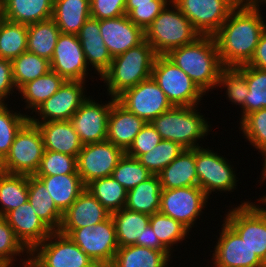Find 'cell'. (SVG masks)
Instances as JSON below:
<instances>
[{
    "label": "cell",
    "mask_w": 266,
    "mask_h": 267,
    "mask_svg": "<svg viewBox=\"0 0 266 267\" xmlns=\"http://www.w3.org/2000/svg\"><path fill=\"white\" fill-rule=\"evenodd\" d=\"M246 78L249 93L241 109L240 121L248 114L266 108V70L249 65L236 67Z\"/></svg>",
    "instance_id": "74e56055"
},
{
    "label": "cell",
    "mask_w": 266,
    "mask_h": 267,
    "mask_svg": "<svg viewBox=\"0 0 266 267\" xmlns=\"http://www.w3.org/2000/svg\"><path fill=\"white\" fill-rule=\"evenodd\" d=\"M96 264L109 267L119 248L111 215L101 223L72 230L67 235Z\"/></svg>",
    "instance_id": "7c38bea8"
},
{
    "label": "cell",
    "mask_w": 266,
    "mask_h": 267,
    "mask_svg": "<svg viewBox=\"0 0 266 267\" xmlns=\"http://www.w3.org/2000/svg\"><path fill=\"white\" fill-rule=\"evenodd\" d=\"M145 124L143 119L128 111L115 100L108 116L107 141L126 152Z\"/></svg>",
    "instance_id": "603a6c76"
},
{
    "label": "cell",
    "mask_w": 266,
    "mask_h": 267,
    "mask_svg": "<svg viewBox=\"0 0 266 267\" xmlns=\"http://www.w3.org/2000/svg\"><path fill=\"white\" fill-rule=\"evenodd\" d=\"M161 137L149 122L146 123L140 132L135 136L133 144L126 151V154L133 158H138L155 148L161 141Z\"/></svg>",
    "instance_id": "f907efd6"
},
{
    "label": "cell",
    "mask_w": 266,
    "mask_h": 267,
    "mask_svg": "<svg viewBox=\"0 0 266 267\" xmlns=\"http://www.w3.org/2000/svg\"><path fill=\"white\" fill-rule=\"evenodd\" d=\"M119 247L137 245L142 247V234L149 225L150 215L126 208L111 213Z\"/></svg>",
    "instance_id": "d6a6232c"
},
{
    "label": "cell",
    "mask_w": 266,
    "mask_h": 267,
    "mask_svg": "<svg viewBox=\"0 0 266 267\" xmlns=\"http://www.w3.org/2000/svg\"><path fill=\"white\" fill-rule=\"evenodd\" d=\"M60 33L52 18L28 25L27 51L50 61Z\"/></svg>",
    "instance_id": "e575fe53"
},
{
    "label": "cell",
    "mask_w": 266,
    "mask_h": 267,
    "mask_svg": "<svg viewBox=\"0 0 266 267\" xmlns=\"http://www.w3.org/2000/svg\"><path fill=\"white\" fill-rule=\"evenodd\" d=\"M239 131L242 132L243 138L247 139L254 149L258 150L266 158V108L254 111L246 115L239 122Z\"/></svg>",
    "instance_id": "f6af8a7d"
},
{
    "label": "cell",
    "mask_w": 266,
    "mask_h": 267,
    "mask_svg": "<svg viewBox=\"0 0 266 267\" xmlns=\"http://www.w3.org/2000/svg\"><path fill=\"white\" fill-rule=\"evenodd\" d=\"M65 80L59 76L56 72L50 70L47 74L40 76L33 81H30L24 84L18 90V99L19 96L21 100L24 102V113L25 115L31 116L33 112L48 98H50L53 94H55ZM28 109V111H27Z\"/></svg>",
    "instance_id": "1f68e13d"
},
{
    "label": "cell",
    "mask_w": 266,
    "mask_h": 267,
    "mask_svg": "<svg viewBox=\"0 0 266 267\" xmlns=\"http://www.w3.org/2000/svg\"><path fill=\"white\" fill-rule=\"evenodd\" d=\"M161 181L158 175H152L133 189L127 191L125 208L152 215L159 212L161 198Z\"/></svg>",
    "instance_id": "836d02e7"
},
{
    "label": "cell",
    "mask_w": 266,
    "mask_h": 267,
    "mask_svg": "<svg viewBox=\"0 0 266 267\" xmlns=\"http://www.w3.org/2000/svg\"><path fill=\"white\" fill-rule=\"evenodd\" d=\"M226 89V99L234 106L243 108L249 88L245 76L236 67H224L221 70L217 88Z\"/></svg>",
    "instance_id": "c3c4849f"
},
{
    "label": "cell",
    "mask_w": 266,
    "mask_h": 267,
    "mask_svg": "<svg viewBox=\"0 0 266 267\" xmlns=\"http://www.w3.org/2000/svg\"><path fill=\"white\" fill-rule=\"evenodd\" d=\"M51 70L56 72L65 81L89 82L86 78H94L85 60L84 52L78 36L75 34L60 33L52 59L50 60Z\"/></svg>",
    "instance_id": "d6986e66"
},
{
    "label": "cell",
    "mask_w": 266,
    "mask_h": 267,
    "mask_svg": "<svg viewBox=\"0 0 266 267\" xmlns=\"http://www.w3.org/2000/svg\"><path fill=\"white\" fill-rule=\"evenodd\" d=\"M4 218L13 229L16 237L29 251L42 243L52 233L38 218L28 201L8 212Z\"/></svg>",
    "instance_id": "7402d4cb"
},
{
    "label": "cell",
    "mask_w": 266,
    "mask_h": 267,
    "mask_svg": "<svg viewBox=\"0 0 266 267\" xmlns=\"http://www.w3.org/2000/svg\"><path fill=\"white\" fill-rule=\"evenodd\" d=\"M247 65L266 70V30L261 34L254 55Z\"/></svg>",
    "instance_id": "db71d44e"
},
{
    "label": "cell",
    "mask_w": 266,
    "mask_h": 267,
    "mask_svg": "<svg viewBox=\"0 0 266 267\" xmlns=\"http://www.w3.org/2000/svg\"><path fill=\"white\" fill-rule=\"evenodd\" d=\"M225 155L211 148H195L196 174L198 177V187L210 199L213 194L224 192H234L237 189L239 179L237 172L230 160ZM236 172V173H235ZM237 183V184H236ZM237 186V187H236ZM215 192V193H214Z\"/></svg>",
    "instance_id": "52a82bcc"
},
{
    "label": "cell",
    "mask_w": 266,
    "mask_h": 267,
    "mask_svg": "<svg viewBox=\"0 0 266 267\" xmlns=\"http://www.w3.org/2000/svg\"><path fill=\"white\" fill-rule=\"evenodd\" d=\"M260 197H259V199H256L257 200V204L266 212V194H263V196H260ZM260 204H262L263 207Z\"/></svg>",
    "instance_id": "6f0895ef"
},
{
    "label": "cell",
    "mask_w": 266,
    "mask_h": 267,
    "mask_svg": "<svg viewBox=\"0 0 266 267\" xmlns=\"http://www.w3.org/2000/svg\"><path fill=\"white\" fill-rule=\"evenodd\" d=\"M77 173V158L72 155L44 150L35 176H54Z\"/></svg>",
    "instance_id": "681fc988"
},
{
    "label": "cell",
    "mask_w": 266,
    "mask_h": 267,
    "mask_svg": "<svg viewBox=\"0 0 266 267\" xmlns=\"http://www.w3.org/2000/svg\"><path fill=\"white\" fill-rule=\"evenodd\" d=\"M33 124H36L41 132L44 150L72 155L77 158L83 144L69 120Z\"/></svg>",
    "instance_id": "d4e9b609"
},
{
    "label": "cell",
    "mask_w": 266,
    "mask_h": 267,
    "mask_svg": "<svg viewBox=\"0 0 266 267\" xmlns=\"http://www.w3.org/2000/svg\"><path fill=\"white\" fill-rule=\"evenodd\" d=\"M229 206L223 220L247 243L262 261L266 254V212L255 202Z\"/></svg>",
    "instance_id": "30bf717a"
},
{
    "label": "cell",
    "mask_w": 266,
    "mask_h": 267,
    "mask_svg": "<svg viewBox=\"0 0 266 267\" xmlns=\"http://www.w3.org/2000/svg\"><path fill=\"white\" fill-rule=\"evenodd\" d=\"M166 56L182 69L205 95L216 90L224 67L213 36L201 35L195 41L171 50Z\"/></svg>",
    "instance_id": "7a4b0ae2"
},
{
    "label": "cell",
    "mask_w": 266,
    "mask_h": 267,
    "mask_svg": "<svg viewBox=\"0 0 266 267\" xmlns=\"http://www.w3.org/2000/svg\"><path fill=\"white\" fill-rule=\"evenodd\" d=\"M28 202L52 232L59 231L63 213L56 207L44 183L35 175L28 176Z\"/></svg>",
    "instance_id": "f1b7e54d"
},
{
    "label": "cell",
    "mask_w": 266,
    "mask_h": 267,
    "mask_svg": "<svg viewBox=\"0 0 266 267\" xmlns=\"http://www.w3.org/2000/svg\"><path fill=\"white\" fill-rule=\"evenodd\" d=\"M8 103H0V160L2 161L9 153L17 132L29 120V115L19 112Z\"/></svg>",
    "instance_id": "7bdbcfd3"
},
{
    "label": "cell",
    "mask_w": 266,
    "mask_h": 267,
    "mask_svg": "<svg viewBox=\"0 0 266 267\" xmlns=\"http://www.w3.org/2000/svg\"><path fill=\"white\" fill-rule=\"evenodd\" d=\"M54 0H3L4 19L23 25L52 18Z\"/></svg>",
    "instance_id": "4316f807"
},
{
    "label": "cell",
    "mask_w": 266,
    "mask_h": 267,
    "mask_svg": "<svg viewBox=\"0 0 266 267\" xmlns=\"http://www.w3.org/2000/svg\"><path fill=\"white\" fill-rule=\"evenodd\" d=\"M100 35L112 58L145 41V31L136 26L126 14L100 20Z\"/></svg>",
    "instance_id": "ffe728a7"
},
{
    "label": "cell",
    "mask_w": 266,
    "mask_h": 267,
    "mask_svg": "<svg viewBox=\"0 0 266 267\" xmlns=\"http://www.w3.org/2000/svg\"><path fill=\"white\" fill-rule=\"evenodd\" d=\"M152 78L163 90L172 106H201L205 94L192 79L166 55H157Z\"/></svg>",
    "instance_id": "ba28073f"
},
{
    "label": "cell",
    "mask_w": 266,
    "mask_h": 267,
    "mask_svg": "<svg viewBox=\"0 0 266 267\" xmlns=\"http://www.w3.org/2000/svg\"><path fill=\"white\" fill-rule=\"evenodd\" d=\"M151 176V172L137 158L130 157L126 153L120 159L111 175L127 191Z\"/></svg>",
    "instance_id": "7dc6e473"
},
{
    "label": "cell",
    "mask_w": 266,
    "mask_h": 267,
    "mask_svg": "<svg viewBox=\"0 0 266 267\" xmlns=\"http://www.w3.org/2000/svg\"><path fill=\"white\" fill-rule=\"evenodd\" d=\"M116 100L146 123L173 107L152 76L125 90Z\"/></svg>",
    "instance_id": "4fadbf2b"
},
{
    "label": "cell",
    "mask_w": 266,
    "mask_h": 267,
    "mask_svg": "<svg viewBox=\"0 0 266 267\" xmlns=\"http://www.w3.org/2000/svg\"><path fill=\"white\" fill-rule=\"evenodd\" d=\"M126 152L109 141L83 145L77 156V173L86 186L91 181L109 177Z\"/></svg>",
    "instance_id": "2e32d148"
},
{
    "label": "cell",
    "mask_w": 266,
    "mask_h": 267,
    "mask_svg": "<svg viewBox=\"0 0 266 267\" xmlns=\"http://www.w3.org/2000/svg\"><path fill=\"white\" fill-rule=\"evenodd\" d=\"M90 17V0H54L52 19L62 34L77 35Z\"/></svg>",
    "instance_id": "f546056e"
},
{
    "label": "cell",
    "mask_w": 266,
    "mask_h": 267,
    "mask_svg": "<svg viewBox=\"0 0 266 267\" xmlns=\"http://www.w3.org/2000/svg\"><path fill=\"white\" fill-rule=\"evenodd\" d=\"M208 201L209 198L198 186L162 189L159 212L191 231L193 227L197 228L196 221L204 214Z\"/></svg>",
    "instance_id": "8fae6325"
},
{
    "label": "cell",
    "mask_w": 266,
    "mask_h": 267,
    "mask_svg": "<svg viewBox=\"0 0 266 267\" xmlns=\"http://www.w3.org/2000/svg\"><path fill=\"white\" fill-rule=\"evenodd\" d=\"M261 267H266V254L262 260V266Z\"/></svg>",
    "instance_id": "91938a15"
},
{
    "label": "cell",
    "mask_w": 266,
    "mask_h": 267,
    "mask_svg": "<svg viewBox=\"0 0 266 267\" xmlns=\"http://www.w3.org/2000/svg\"><path fill=\"white\" fill-rule=\"evenodd\" d=\"M88 67L98 79L109 68L112 56L100 35V20L89 18L77 34ZM90 65V66H89Z\"/></svg>",
    "instance_id": "cb8c5ba5"
},
{
    "label": "cell",
    "mask_w": 266,
    "mask_h": 267,
    "mask_svg": "<svg viewBox=\"0 0 266 267\" xmlns=\"http://www.w3.org/2000/svg\"><path fill=\"white\" fill-rule=\"evenodd\" d=\"M171 0H126L127 17L144 31Z\"/></svg>",
    "instance_id": "bcb514c9"
},
{
    "label": "cell",
    "mask_w": 266,
    "mask_h": 267,
    "mask_svg": "<svg viewBox=\"0 0 266 267\" xmlns=\"http://www.w3.org/2000/svg\"><path fill=\"white\" fill-rule=\"evenodd\" d=\"M44 153L41 132L28 120L17 132L9 153L1 161L0 171L9 174L35 175Z\"/></svg>",
    "instance_id": "8992f818"
},
{
    "label": "cell",
    "mask_w": 266,
    "mask_h": 267,
    "mask_svg": "<svg viewBox=\"0 0 266 267\" xmlns=\"http://www.w3.org/2000/svg\"><path fill=\"white\" fill-rule=\"evenodd\" d=\"M4 19V6H3V0H0V21Z\"/></svg>",
    "instance_id": "680465c9"
},
{
    "label": "cell",
    "mask_w": 266,
    "mask_h": 267,
    "mask_svg": "<svg viewBox=\"0 0 266 267\" xmlns=\"http://www.w3.org/2000/svg\"><path fill=\"white\" fill-rule=\"evenodd\" d=\"M86 190L91 193L110 214L125 208L127 190L111 176L91 181L86 185Z\"/></svg>",
    "instance_id": "ab89813d"
},
{
    "label": "cell",
    "mask_w": 266,
    "mask_h": 267,
    "mask_svg": "<svg viewBox=\"0 0 266 267\" xmlns=\"http://www.w3.org/2000/svg\"><path fill=\"white\" fill-rule=\"evenodd\" d=\"M158 176L162 189L198 186L195 148L185 149Z\"/></svg>",
    "instance_id": "484cf974"
},
{
    "label": "cell",
    "mask_w": 266,
    "mask_h": 267,
    "mask_svg": "<svg viewBox=\"0 0 266 267\" xmlns=\"http://www.w3.org/2000/svg\"><path fill=\"white\" fill-rule=\"evenodd\" d=\"M198 107L173 106L150 123L161 139L176 142L185 149L204 147L199 143L210 134L212 126Z\"/></svg>",
    "instance_id": "277c9868"
},
{
    "label": "cell",
    "mask_w": 266,
    "mask_h": 267,
    "mask_svg": "<svg viewBox=\"0 0 266 267\" xmlns=\"http://www.w3.org/2000/svg\"><path fill=\"white\" fill-rule=\"evenodd\" d=\"M93 267H106V266L95 264Z\"/></svg>",
    "instance_id": "6125c7cd"
},
{
    "label": "cell",
    "mask_w": 266,
    "mask_h": 267,
    "mask_svg": "<svg viewBox=\"0 0 266 267\" xmlns=\"http://www.w3.org/2000/svg\"><path fill=\"white\" fill-rule=\"evenodd\" d=\"M142 247H147L154 250H167L160 243L158 237L154 234L150 224L144 228V232L142 234Z\"/></svg>",
    "instance_id": "11a10c76"
},
{
    "label": "cell",
    "mask_w": 266,
    "mask_h": 267,
    "mask_svg": "<svg viewBox=\"0 0 266 267\" xmlns=\"http://www.w3.org/2000/svg\"><path fill=\"white\" fill-rule=\"evenodd\" d=\"M17 259H20L18 263L19 267H28L30 263V251L16 237L6 219L0 216V266L14 267L17 265L15 264L18 261Z\"/></svg>",
    "instance_id": "8d00e7d4"
},
{
    "label": "cell",
    "mask_w": 266,
    "mask_h": 267,
    "mask_svg": "<svg viewBox=\"0 0 266 267\" xmlns=\"http://www.w3.org/2000/svg\"><path fill=\"white\" fill-rule=\"evenodd\" d=\"M260 6L256 0H241L213 35L223 67H239L252 59L266 30Z\"/></svg>",
    "instance_id": "6da1fadb"
},
{
    "label": "cell",
    "mask_w": 266,
    "mask_h": 267,
    "mask_svg": "<svg viewBox=\"0 0 266 267\" xmlns=\"http://www.w3.org/2000/svg\"><path fill=\"white\" fill-rule=\"evenodd\" d=\"M149 224L152 227L154 234L158 237L160 243L173 255L174 246L192 236L191 231L179 221L166 216L160 212L150 216Z\"/></svg>",
    "instance_id": "f35d334b"
},
{
    "label": "cell",
    "mask_w": 266,
    "mask_h": 267,
    "mask_svg": "<svg viewBox=\"0 0 266 267\" xmlns=\"http://www.w3.org/2000/svg\"><path fill=\"white\" fill-rule=\"evenodd\" d=\"M27 51V25L0 21V58L12 61Z\"/></svg>",
    "instance_id": "b9f144b4"
},
{
    "label": "cell",
    "mask_w": 266,
    "mask_h": 267,
    "mask_svg": "<svg viewBox=\"0 0 266 267\" xmlns=\"http://www.w3.org/2000/svg\"><path fill=\"white\" fill-rule=\"evenodd\" d=\"M110 215L102 204L85 189L63 213L59 232L67 236L74 229L101 223Z\"/></svg>",
    "instance_id": "44dd1931"
},
{
    "label": "cell",
    "mask_w": 266,
    "mask_h": 267,
    "mask_svg": "<svg viewBox=\"0 0 266 267\" xmlns=\"http://www.w3.org/2000/svg\"><path fill=\"white\" fill-rule=\"evenodd\" d=\"M156 57L157 53L146 40L113 57L109 68L99 79L107 88V98L111 96L116 99L125 90L150 78Z\"/></svg>",
    "instance_id": "3957f363"
},
{
    "label": "cell",
    "mask_w": 266,
    "mask_h": 267,
    "mask_svg": "<svg viewBox=\"0 0 266 267\" xmlns=\"http://www.w3.org/2000/svg\"><path fill=\"white\" fill-rule=\"evenodd\" d=\"M184 150L180 144L162 139L155 148L137 159L152 175H159Z\"/></svg>",
    "instance_id": "ee69618b"
},
{
    "label": "cell",
    "mask_w": 266,
    "mask_h": 267,
    "mask_svg": "<svg viewBox=\"0 0 266 267\" xmlns=\"http://www.w3.org/2000/svg\"><path fill=\"white\" fill-rule=\"evenodd\" d=\"M173 255L137 245L119 247L109 267H169Z\"/></svg>",
    "instance_id": "83f0119b"
},
{
    "label": "cell",
    "mask_w": 266,
    "mask_h": 267,
    "mask_svg": "<svg viewBox=\"0 0 266 267\" xmlns=\"http://www.w3.org/2000/svg\"><path fill=\"white\" fill-rule=\"evenodd\" d=\"M109 100L105 103L100 98L99 103V100H94L89 95L70 118L69 121L83 145L107 140L108 116L112 103L116 99L110 96Z\"/></svg>",
    "instance_id": "ac0fdd59"
},
{
    "label": "cell",
    "mask_w": 266,
    "mask_h": 267,
    "mask_svg": "<svg viewBox=\"0 0 266 267\" xmlns=\"http://www.w3.org/2000/svg\"><path fill=\"white\" fill-rule=\"evenodd\" d=\"M17 91L12 77V62L0 58V103H6Z\"/></svg>",
    "instance_id": "f5cc1de1"
},
{
    "label": "cell",
    "mask_w": 266,
    "mask_h": 267,
    "mask_svg": "<svg viewBox=\"0 0 266 267\" xmlns=\"http://www.w3.org/2000/svg\"><path fill=\"white\" fill-rule=\"evenodd\" d=\"M96 263L68 236L52 232L30 251V267H93Z\"/></svg>",
    "instance_id": "9c48e42d"
},
{
    "label": "cell",
    "mask_w": 266,
    "mask_h": 267,
    "mask_svg": "<svg viewBox=\"0 0 266 267\" xmlns=\"http://www.w3.org/2000/svg\"><path fill=\"white\" fill-rule=\"evenodd\" d=\"M262 162H263L262 164L263 167L260 173V175L262 176L259 178L260 180H258V182L260 181L259 184H263L266 181V158Z\"/></svg>",
    "instance_id": "9f6ffc18"
},
{
    "label": "cell",
    "mask_w": 266,
    "mask_h": 267,
    "mask_svg": "<svg viewBox=\"0 0 266 267\" xmlns=\"http://www.w3.org/2000/svg\"><path fill=\"white\" fill-rule=\"evenodd\" d=\"M220 233L216 235V244L211 267H261L262 261L247 243L223 220Z\"/></svg>",
    "instance_id": "e0dca14e"
},
{
    "label": "cell",
    "mask_w": 266,
    "mask_h": 267,
    "mask_svg": "<svg viewBox=\"0 0 266 267\" xmlns=\"http://www.w3.org/2000/svg\"><path fill=\"white\" fill-rule=\"evenodd\" d=\"M11 62L12 77L17 90L24 84L47 74L51 70L48 59L28 51H25Z\"/></svg>",
    "instance_id": "60d3db41"
},
{
    "label": "cell",
    "mask_w": 266,
    "mask_h": 267,
    "mask_svg": "<svg viewBox=\"0 0 266 267\" xmlns=\"http://www.w3.org/2000/svg\"><path fill=\"white\" fill-rule=\"evenodd\" d=\"M28 201V176L0 171V216Z\"/></svg>",
    "instance_id": "d590c367"
},
{
    "label": "cell",
    "mask_w": 266,
    "mask_h": 267,
    "mask_svg": "<svg viewBox=\"0 0 266 267\" xmlns=\"http://www.w3.org/2000/svg\"><path fill=\"white\" fill-rule=\"evenodd\" d=\"M200 36L172 0L145 30V40L157 55H166L171 50L189 44Z\"/></svg>",
    "instance_id": "5b68a950"
},
{
    "label": "cell",
    "mask_w": 266,
    "mask_h": 267,
    "mask_svg": "<svg viewBox=\"0 0 266 267\" xmlns=\"http://www.w3.org/2000/svg\"><path fill=\"white\" fill-rule=\"evenodd\" d=\"M256 1L261 5H263V3H264V5L266 4V0H256Z\"/></svg>",
    "instance_id": "94428289"
},
{
    "label": "cell",
    "mask_w": 266,
    "mask_h": 267,
    "mask_svg": "<svg viewBox=\"0 0 266 267\" xmlns=\"http://www.w3.org/2000/svg\"><path fill=\"white\" fill-rule=\"evenodd\" d=\"M200 35L213 36L241 0H172Z\"/></svg>",
    "instance_id": "9a60e30c"
},
{
    "label": "cell",
    "mask_w": 266,
    "mask_h": 267,
    "mask_svg": "<svg viewBox=\"0 0 266 267\" xmlns=\"http://www.w3.org/2000/svg\"><path fill=\"white\" fill-rule=\"evenodd\" d=\"M45 185L56 207L64 213L86 189L79 174L36 176Z\"/></svg>",
    "instance_id": "4dcf8cb0"
},
{
    "label": "cell",
    "mask_w": 266,
    "mask_h": 267,
    "mask_svg": "<svg viewBox=\"0 0 266 267\" xmlns=\"http://www.w3.org/2000/svg\"><path fill=\"white\" fill-rule=\"evenodd\" d=\"M86 83L83 81H65L55 94L31 114L33 116H29V120L32 123L70 120L88 98Z\"/></svg>",
    "instance_id": "5bb4252c"
},
{
    "label": "cell",
    "mask_w": 266,
    "mask_h": 267,
    "mask_svg": "<svg viewBox=\"0 0 266 267\" xmlns=\"http://www.w3.org/2000/svg\"><path fill=\"white\" fill-rule=\"evenodd\" d=\"M126 0H90L91 18L112 19L125 15Z\"/></svg>",
    "instance_id": "816d5d0a"
}]
</instances>
